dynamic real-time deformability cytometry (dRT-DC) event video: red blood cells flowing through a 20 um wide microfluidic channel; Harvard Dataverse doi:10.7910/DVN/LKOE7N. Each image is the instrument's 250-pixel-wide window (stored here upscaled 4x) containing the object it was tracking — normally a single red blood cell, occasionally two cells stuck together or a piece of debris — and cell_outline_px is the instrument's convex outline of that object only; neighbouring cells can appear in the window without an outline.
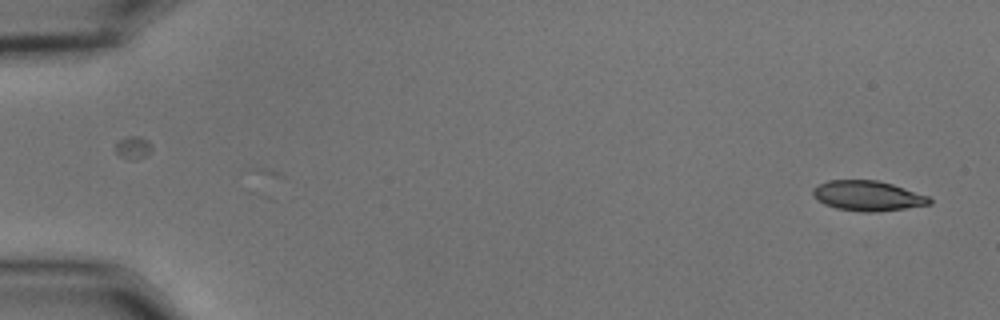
{"species": "common noctule bat (a hibernating species)", "species_latin": "Nyctalus noctula", "temperature_condition": "cold", "stored_images_in_passage": 54, "camera_frame_rate_fps": 3000, "um_per_image_px": 0.085, "animal": {"sex": "male", "body_mass_g": 15.6}, "frame": {"image": 1, "passage_image": 1, "time_ms": 0.0, "image_size_px": [1000, 320], "cell_outline_px": [[932, 204], [876, 212], [860, 212], [836, 208], [824, 204], [816, 200], [812, 196], [812, 188], [828, 180], [876, 180], [892, 184], [928, 196], [932, 200]], "centroid_in_image_um": [73.71, 16.65], "position_along_channel_um": 11.3, "area_um2": 20.46}}
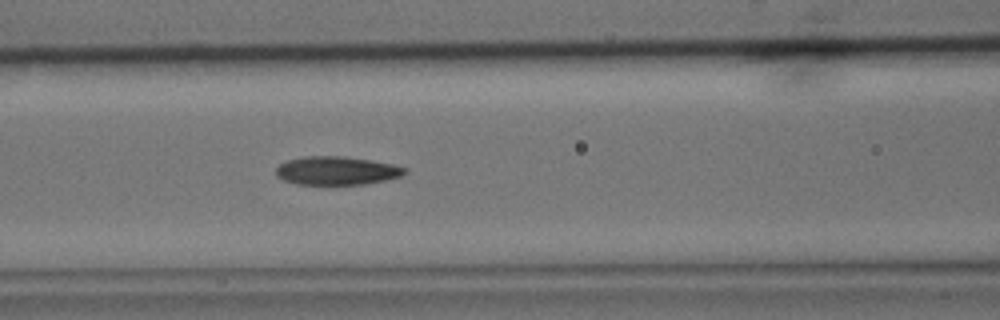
{"frame": {"image": 2, "passage_image": 23, "time_ms": 7.333, "image_size_px": [1000, 320], "cell_outline_px": [[408, 172], [400, 176], [384, 180], [364, 184], [296, 184], [284, 180], [276, 176], [276, 168], [280, 164], [288, 160], [304, 156], [344, 156], [392, 164], [408, 168]], "centroid_in_image_um": [28.61, 14.5], "position_along_channel_um": 138.0, "area_um2": 21.21}}
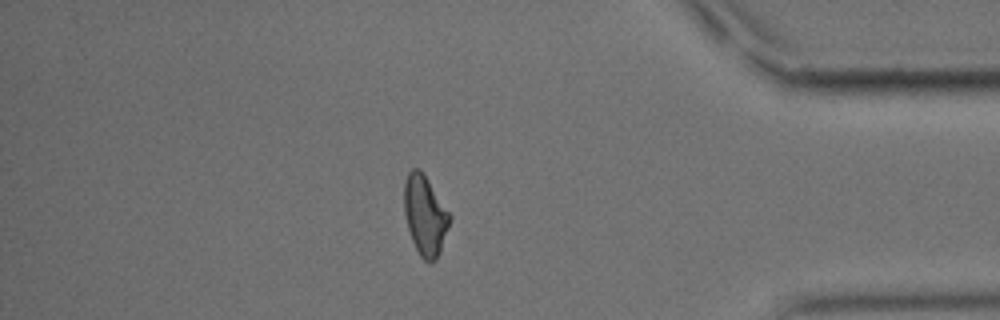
{"frame": {"image": 3, "passage_image": 47, "time_ms": 15.333, "image_size_px": [1000, 320], "cell_outline_px": [[452, 216], [440, 252], [436, 260], [432, 264], [428, 264], [420, 256], [412, 240], [408, 228], [404, 212], [404, 180], [408, 172], [412, 168], [420, 168], [424, 172]], "centroid_in_image_um": [36.13, 18.29], "position_along_channel_um": 399.1, "area_um2": 21.5}, "authors_computed_cell_mechanics": {"area_um2": 21.2126, "velocity_mm_per_s": 3.6224, "shape_relaxation_time_tau1_ms": 7.0944, "shape_relaxation_time_tau2_ms": 3.9394, "deformation_change_tau1": 0.191, "deformation_change_tau2": 0.1068}}